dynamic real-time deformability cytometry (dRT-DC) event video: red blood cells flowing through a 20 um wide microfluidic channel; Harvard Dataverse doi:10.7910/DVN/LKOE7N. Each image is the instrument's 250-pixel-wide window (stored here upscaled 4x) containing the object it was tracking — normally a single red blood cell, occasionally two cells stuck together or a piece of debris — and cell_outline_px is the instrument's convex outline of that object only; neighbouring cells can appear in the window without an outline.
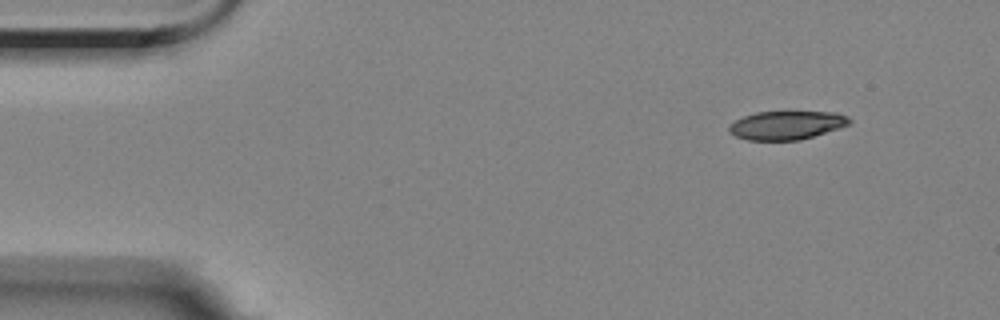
{"species": "Egyptian fruit bat (a non-hibernating species)", "species_latin": "Rousettus aegyptiacus", "temperature_condition": "room temperature", "stored_images_in_passage": 52, "camera_frame_rate_fps": 3000, "um_per_image_px": 0.085, "animal": {"sex": "female"}, "frame": {"image": 1, "passage_image": 1, "time_ms": 0.0, "image_size_px": [1000, 320], "cell_outline_px": [[852, 124], [800, 140], [748, 140], [736, 136], [728, 128], [736, 120], [744, 116], [756, 112], [836, 112], [848, 116], [852, 120]], "centroid_in_image_um": [66.92, 10.64], "position_along_channel_um": 18.1, "area_um2": 19.88}}
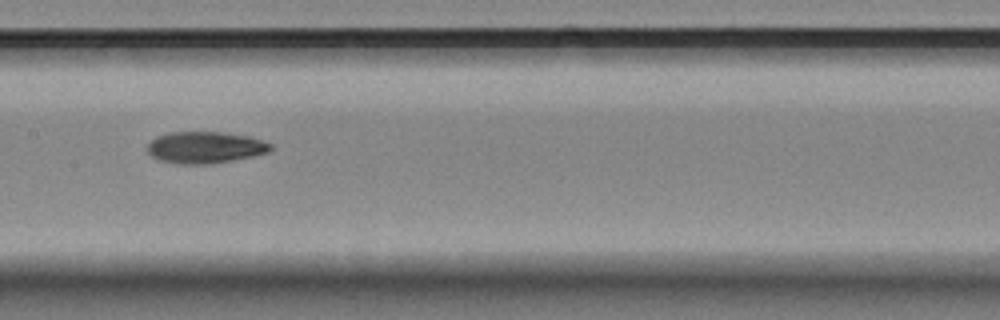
{"frame": {"image": 2, "passage_image": 23, "time_ms": 7.333, "image_size_px": [1000, 320], "cell_outline_px": [[272, 148], [268, 152], [252, 156], [232, 160], [204, 164], [180, 164], [160, 160], [152, 156], [144, 148], [156, 136], [168, 132], [224, 132], [248, 136], [272, 144]], "centroid_in_image_um": [17.39, 12.52], "position_along_channel_um": 190.0, "area_um2": 22.66}}
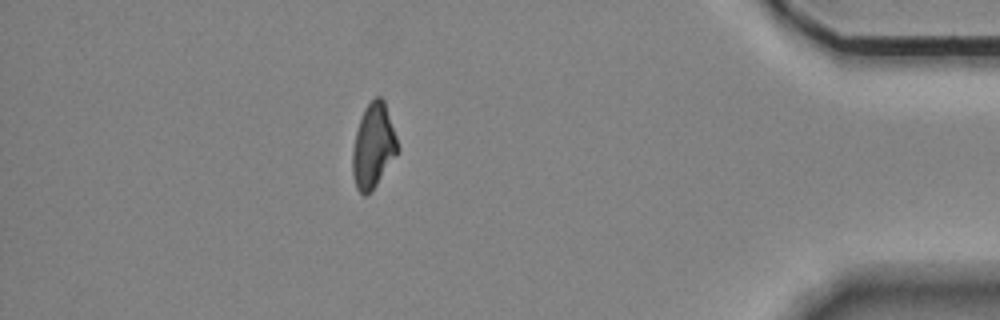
{"frame": {"image": 3, "passage_image": 45, "time_ms": 14.667, "image_size_px": [1000, 320], "cell_outline_px": [[400, 148], [396, 156], [376, 184], [364, 196], [356, 188], [352, 172], [352, 152], [356, 132], [364, 108], [376, 96], [380, 96], [384, 100]], "centroid_in_image_um": [31.73, 12.39], "position_along_channel_um": 403.5, "area_um2": 21.91}, "authors_computed_cell_mechanics": {"area_um2": 22.3397, "velocity_mm_per_s": 3.5094, "shape_relaxation_time_tau1_ms": 6.086, "shape_relaxation_time_tau2_ms": null, "deformation_change_tau1": 0.1803, "deformation_change_tau2": null}}